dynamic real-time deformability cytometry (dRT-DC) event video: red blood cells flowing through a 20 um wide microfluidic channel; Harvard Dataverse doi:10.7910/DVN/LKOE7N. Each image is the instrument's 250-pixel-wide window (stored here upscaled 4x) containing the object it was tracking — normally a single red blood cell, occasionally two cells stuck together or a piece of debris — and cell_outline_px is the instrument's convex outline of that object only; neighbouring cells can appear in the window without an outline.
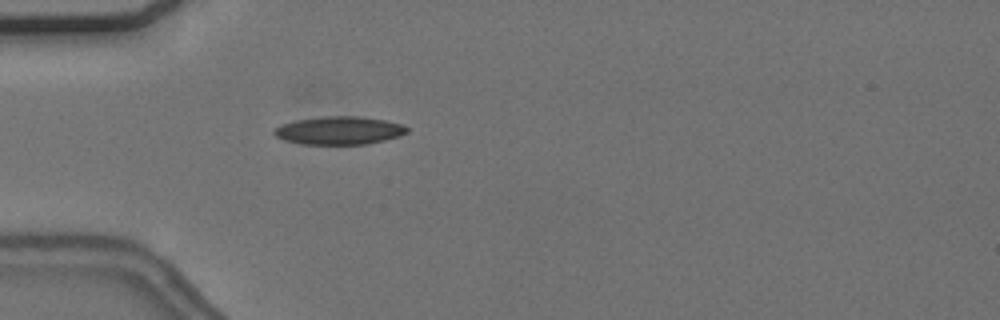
{"species": "common noctule bat (a hibernating species)", "species_latin": "Nyctalus noctula", "temperature_condition": "cold", "stored_images_in_passage": 46, "camera_frame_rate_fps": 3000, "um_per_image_px": 0.085, "animal": {"sex": "female", "body_mass_g": 24.6, "forearm_length_mm": 56.2}, "frame": {"image": 1, "passage_image": 7, "time_ms": 2.0, "image_size_px": [1000, 320], "cell_outline_px": [[408, 132], [400, 136], [384, 140], [364, 144], [300, 144], [284, 140], [276, 136], [272, 132], [280, 124], [296, 120], [324, 116], [360, 116], [384, 120], [404, 124], [408, 128]], "centroid_in_image_um": [28.83, 11.08], "position_along_channel_um": 56.2, "area_um2": 21.79}}
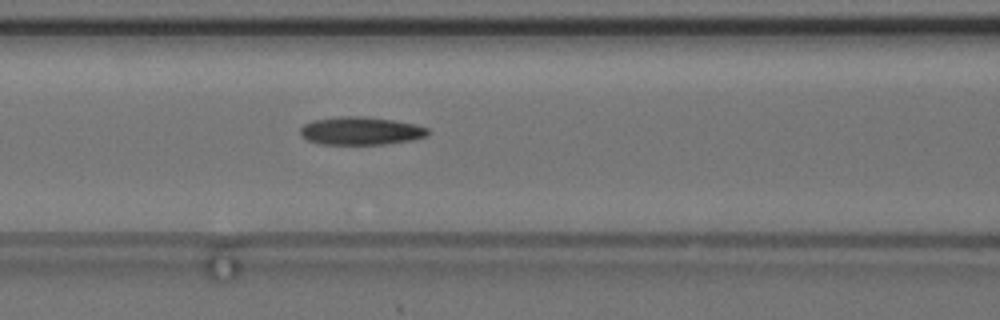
{"frame": {"image": 2, "passage_image": 14, "time_ms": 4.333, "image_size_px": [1000, 320], "cell_outline_px": [[432, 132], [428, 136], [412, 140], [384, 144], [320, 144], [308, 140], [300, 132], [300, 128], [304, 124], [312, 120], [336, 116], [364, 116], [392, 120], [416, 124], [428, 128]], "centroid_in_image_um": [30.7, 11.11], "position_along_channel_um": 135.9, "area_um2": 20.98}, "authors_computed_cell_mechanics": {"area_um2": 20.2878, "velocity_mm_per_s": 3.6901, "shape_relaxation_time_tau1_ms": null, "shape_relaxation_time_tau2_ms": 6.2573, "deformation_change_tau1": null, "deformation_change_tau2": 0.1445}}